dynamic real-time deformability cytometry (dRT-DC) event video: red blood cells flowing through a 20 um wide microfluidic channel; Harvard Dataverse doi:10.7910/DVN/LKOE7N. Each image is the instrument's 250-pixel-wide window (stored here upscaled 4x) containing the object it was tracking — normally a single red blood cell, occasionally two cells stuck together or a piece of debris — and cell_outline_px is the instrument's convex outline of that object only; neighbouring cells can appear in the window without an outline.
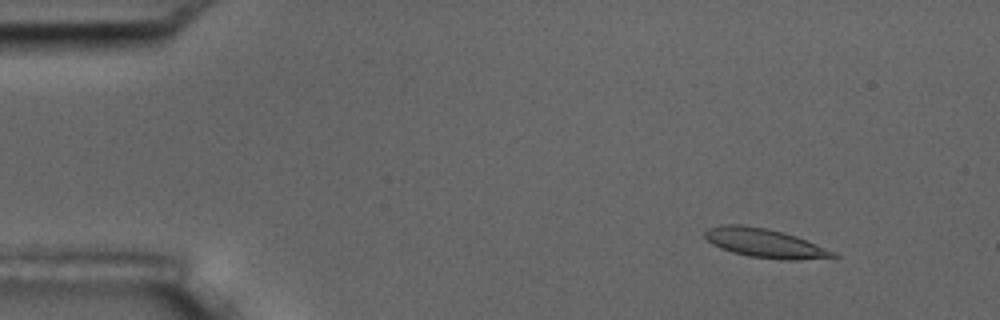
{"species": "common noctule bat (a hibernating species)", "species_latin": "Nyctalus noctula", "temperature_condition": "room temperature", "stored_images_in_passage": 5, "camera_frame_rate_fps": 3000, "um_per_image_px": 0.085, "animal": {"sex": "male", "body_mass_g": 17.5, "forearm_length_mm": 52.3}, "frame": {"image": 1, "passage_image": 1, "time_ms": 0.0, "image_size_px": [1000, 320], "cell_outline_px": [[840, 256], [796, 260], [780, 260], [748, 256], [732, 252], [720, 248], [712, 244], [704, 236], [704, 232], [708, 228], [720, 224], [740, 224], [768, 228], [784, 232], [796, 236], [836, 252]], "centroid_in_image_um": [64.98, 20.65], "position_along_channel_um": 20.0, "area_um2": 21.79}}
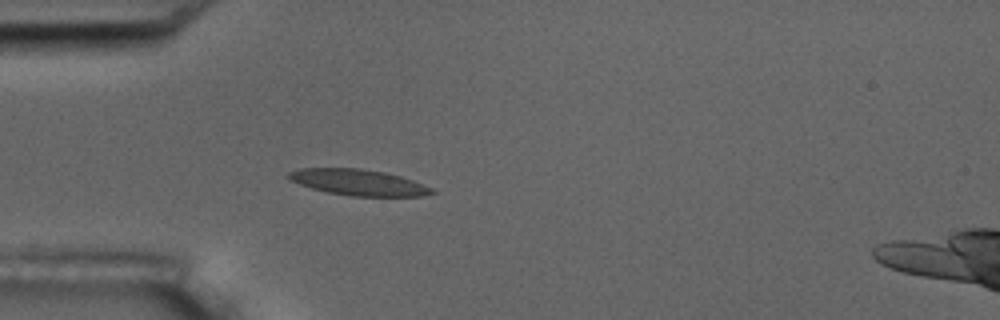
{"frame": {"image": 2, "passage_image": 4, "time_ms": 3.333, "image_size_px": [1000, 320], "cell_outline_px": [[436, 192], [424, 196], [352, 196], [328, 192], [312, 188], [288, 180], [284, 176], [288, 172], [300, 168], [360, 168], [384, 172], [400, 176], [412, 180], [432, 188]], "centroid_in_image_um": [30.42, 15.49], "position_along_channel_um": 54.6, "area_um2": 21.73}}